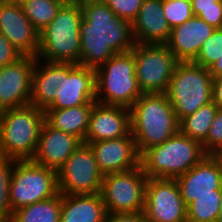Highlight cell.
I'll return each mask as SVG.
<instances>
[{"mask_svg":"<svg viewBox=\"0 0 222 222\" xmlns=\"http://www.w3.org/2000/svg\"><path fill=\"white\" fill-rule=\"evenodd\" d=\"M217 222H222V194H221L220 210H219V215H218V218H217Z\"/></svg>","mask_w":222,"mask_h":222,"instance_id":"cell-40","label":"cell"},{"mask_svg":"<svg viewBox=\"0 0 222 222\" xmlns=\"http://www.w3.org/2000/svg\"><path fill=\"white\" fill-rule=\"evenodd\" d=\"M142 94L166 93L178 61L166 44L135 43L130 51Z\"/></svg>","mask_w":222,"mask_h":222,"instance_id":"cell-10","label":"cell"},{"mask_svg":"<svg viewBox=\"0 0 222 222\" xmlns=\"http://www.w3.org/2000/svg\"><path fill=\"white\" fill-rule=\"evenodd\" d=\"M105 222H147L143 212L107 214Z\"/></svg>","mask_w":222,"mask_h":222,"instance_id":"cell-36","label":"cell"},{"mask_svg":"<svg viewBox=\"0 0 222 222\" xmlns=\"http://www.w3.org/2000/svg\"><path fill=\"white\" fill-rule=\"evenodd\" d=\"M59 83L60 63L36 59L32 75L30 105L45 110L56 98Z\"/></svg>","mask_w":222,"mask_h":222,"instance_id":"cell-23","label":"cell"},{"mask_svg":"<svg viewBox=\"0 0 222 222\" xmlns=\"http://www.w3.org/2000/svg\"><path fill=\"white\" fill-rule=\"evenodd\" d=\"M82 17L80 1L67 0L52 22L39 33L36 58L47 62L80 64Z\"/></svg>","mask_w":222,"mask_h":222,"instance_id":"cell-3","label":"cell"},{"mask_svg":"<svg viewBox=\"0 0 222 222\" xmlns=\"http://www.w3.org/2000/svg\"><path fill=\"white\" fill-rule=\"evenodd\" d=\"M222 57V28L215 29L213 34L202 44L194 64L210 68Z\"/></svg>","mask_w":222,"mask_h":222,"instance_id":"cell-30","label":"cell"},{"mask_svg":"<svg viewBox=\"0 0 222 222\" xmlns=\"http://www.w3.org/2000/svg\"><path fill=\"white\" fill-rule=\"evenodd\" d=\"M221 195L199 196L187 207V222H217Z\"/></svg>","mask_w":222,"mask_h":222,"instance_id":"cell-28","label":"cell"},{"mask_svg":"<svg viewBox=\"0 0 222 222\" xmlns=\"http://www.w3.org/2000/svg\"><path fill=\"white\" fill-rule=\"evenodd\" d=\"M34 56H22L0 68V112L30 105Z\"/></svg>","mask_w":222,"mask_h":222,"instance_id":"cell-14","label":"cell"},{"mask_svg":"<svg viewBox=\"0 0 222 222\" xmlns=\"http://www.w3.org/2000/svg\"><path fill=\"white\" fill-rule=\"evenodd\" d=\"M130 121L139 155L179 132V121L165 93L142 94L130 108Z\"/></svg>","mask_w":222,"mask_h":222,"instance_id":"cell-2","label":"cell"},{"mask_svg":"<svg viewBox=\"0 0 222 222\" xmlns=\"http://www.w3.org/2000/svg\"><path fill=\"white\" fill-rule=\"evenodd\" d=\"M0 32L22 56H37L39 32L25 16L20 4L0 0Z\"/></svg>","mask_w":222,"mask_h":222,"instance_id":"cell-16","label":"cell"},{"mask_svg":"<svg viewBox=\"0 0 222 222\" xmlns=\"http://www.w3.org/2000/svg\"><path fill=\"white\" fill-rule=\"evenodd\" d=\"M213 77L208 68L193 62H178L166 95L180 122L201 106L212 102Z\"/></svg>","mask_w":222,"mask_h":222,"instance_id":"cell-7","label":"cell"},{"mask_svg":"<svg viewBox=\"0 0 222 222\" xmlns=\"http://www.w3.org/2000/svg\"><path fill=\"white\" fill-rule=\"evenodd\" d=\"M107 211L100 193L63 195L60 222H105Z\"/></svg>","mask_w":222,"mask_h":222,"instance_id":"cell-22","label":"cell"},{"mask_svg":"<svg viewBox=\"0 0 222 222\" xmlns=\"http://www.w3.org/2000/svg\"><path fill=\"white\" fill-rule=\"evenodd\" d=\"M44 122V110L32 105L0 112V156L31 160Z\"/></svg>","mask_w":222,"mask_h":222,"instance_id":"cell-4","label":"cell"},{"mask_svg":"<svg viewBox=\"0 0 222 222\" xmlns=\"http://www.w3.org/2000/svg\"><path fill=\"white\" fill-rule=\"evenodd\" d=\"M82 142L74 135L54 129L46 121L40 131L34 163L58 171Z\"/></svg>","mask_w":222,"mask_h":222,"instance_id":"cell-19","label":"cell"},{"mask_svg":"<svg viewBox=\"0 0 222 222\" xmlns=\"http://www.w3.org/2000/svg\"><path fill=\"white\" fill-rule=\"evenodd\" d=\"M66 1L67 0H23L20 6L25 16L40 33L52 22Z\"/></svg>","mask_w":222,"mask_h":222,"instance_id":"cell-27","label":"cell"},{"mask_svg":"<svg viewBox=\"0 0 222 222\" xmlns=\"http://www.w3.org/2000/svg\"><path fill=\"white\" fill-rule=\"evenodd\" d=\"M103 175L131 170L140 165L134 136L89 143Z\"/></svg>","mask_w":222,"mask_h":222,"instance_id":"cell-17","label":"cell"},{"mask_svg":"<svg viewBox=\"0 0 222 222\" xmlns=\"http://www.w3.org/2000/svg\"><path fill=\"white\" fill-rule=\"evenodd\" d=\"M96 102L131 108L142 95L135 74V59L129 51L113 55L95 70Z\"/></svg>","mask_w":222,"mask_h":222,"instance_id":"cell-6","label":"cell"},{"mask_svg":"<svg viewBox=\"0 0 222 222\" xmlns=\"http://www.w3.org/2000/svg\"><path fill=\"white\" fill-rule=\"evenodd\" d=\"M162 8L171 29L194 16L191 0H162Z\"/></svg>","mask_w":222,"mask_h":222,"instance_id":"cell-31","label":"cell"},{"mask_svg":"<svg viewBox=\"0 0 222 222\" xmlns=\"http://www.w3.org/2000/svg\"><path fill=\"white\" fill-rule=\"evenodd\" d=\"M58 193L57 171L32 160H15L9 188L12 212Z\"/></svg>","mask_w":222,"mask_h":222,"instance_id":"cell-8","label":"cell"},{"mask_svg":"<svg viewBox=\"0 0 222 222\" xmlns=\"http://www.w3.org/2000/svg\"><path fill=\"white\" fill-rule=\"evenodd\" d=\"M214 30L215 28L207 22L198 16H193L171 29L166 45L178 62H193L202 44L213 34Z\"/></svg>","mask_w":222,"mask_h":222,"instance_id":"cell-20","label":"cell"},{"mask_svg":"<svg viewBox=\"0 0 222 222\" xmlns=\"http://www.w3.org/2000/svg\"><path fill=\"white\" fill-rule=\"evenodd\" d=\"M222 144V109H218L202 147L207 154H212Z\"/></svg>","mask_w":222,"mask_h":222,"instance_id":"cell-34","label":"cell"},{"mask_svg":"<svg viewBox=\"0 0 222 222\" xmlns=\"http://www.w3.org/2000/svg\"><path fill=\"white\" fill-rule=\"evenodd\" d=\"M213 78L222 77V57L209 68Z\"/></svg>","mask_w":222,"mask_h":222,"instance_id":"cell-38","label":"cell"},{"mask_svg":"<svg viewBox=\"0 0 222 222\" xmlns=\"http://www.w3.org/2000/svg\"><path fill=\"white\" fill-rule=\"evenodd\" d=\"M212 101L219 109H222V77L213 78Z\"/></svg>","mask_w":222,"mask_h":222,"instance_id":"cell-37","label":"cell"},{"mask_svg":"<svg viewBox=\"0 0 222 222\" xmlns=\"http://www.w3.org/2000/svg\"><path fill=\"white\" fill-rule=\"evenodd\" d=\"M175 180L187 207L199 196L222 194V164L208 154Z\"/></svg>","mask_w":222,"mask_h":222,"instance_id":"cell-15","label":"cell"},{"mask_svg":"<svg viewBox=\"0 0 222 222\" xmlns=\"http://www.w3.org/2000/svg\"><path fill=\"white\" fill-rule=\"evenodd\" d=\"M194 16H198L215 29L222 28V5L219 0H191Z\"/></svg>","mask_w":222,"mask_h":222,"instance_id":"cell-32","label":"cell"},{"mask_svg":"<svg viewBox=\"0 0 222 222\" xmlns=\"http://www.w3.org/2000/svg\"><path fill=\"white\" fill-rule=\"evenodd\" d=\"M143 213L147 222H187V209L175 179L148 178Z\"/></svg>","mask_w":222,"mask_h":222,"instance_id":"cell-12","label":"cell"},{"mask_svg":"<svg viewBox=\"0 0 222 222\" xmlns=\"http://www.w3.org/2000/svg\"><path fill=\"white\" fill-rule=\"evenodd\" d=\"M103 176L92 148L89 144L81 143L57 171L59 193L63 195L100 193Z\"/></svg>","mask_w":222,"mask_h":222,"instance_id":"cell-11","label":"cell"},{"mask_svg":"<svg viewBox=\"0 0 222 222\" xmlns=\"http://www.w3.org/2000/svg\"><path fill=\"white\" fill-rule=\"evenodd\" d=\"M147 180L140 165L104 175L100 194L107 214L144 212Z\"/></svg>","mask_w":222,"mask_h":222,"instance_id":"cell-9","label":"cell"},{"mask_svg":"<svg viewBox=\"0 0 222 222\" xmlns=\"http://www.w3.org/2000/svg\"><path fill=\"white\" fill-rule=\"evenodd\" d=\"M5 3L20 4L23 0H1Z\"/></svg>","mask_w":222,"mask_h":222,"instance_id":"cell-41","label":"cell"},{"mask_svg":"<svg viewBox=\"0 0 222 222\" xmlns=\"http://www.w3.org/2000/svg\"><path fill=\"white\" fill-rule=\"evenodd\" d=\"M135 43L166 44L171 28L163 14L162 0H145L131 23Z\"/></svg>","mask_w":222,"mask_h":222,"instance_id":"cell-21","label":"cell"},{"mask_svg":"<svg viewBox=\"0 0 222 222\" xmlns=\"http://www.w3.org/2000/svg\"><path fill=\"white\" fill-rule=\"evenodd\" d=\"M15 159L0 156V222H9L13 212L9 188Z\"/></svg>","mask_w":222,"mask_h":222,"instance_id":"cell-29","label":"cell"},{"mask_svg":"<svg viewBox=\"0 0 222 222\" xmlns=\"http://www.w3.org/2000/svg\"><path fill=\"white\" fill-rule=\"evenodd\" d=\"M211 155L222 164V144Z\"/></svg>","mask_w":222,"mask_h":222,"instance_id":"cell-39","label":"cell"},{"mask_svg":"<svg viewBox=\"0 0 222 222\" xmlns=\"http://www.w3.org/2000/svg\"><path fill=\"white\" fill-rule=\"evenodd\" d=\"M218 109L213 101L201 106L179 122V131L202 144L207 138L210 125Z\"/></svg>","mask_w":222,"mask_h":222,"instance_id":"cell-26","label":"cell"},{"mask_svg":"<svg viewBox=\"0 0 222 222\" xmlns=\"http://www.w3.org/2000/svg\"><path fill=\"white\" fill-rule=\"evenodd\" d=\"M96 102L95 70L81 64L60 63L57 96L46 109H65Z\"/></svg>","mask_w":222,"mask_h":222,"instance_id":"cell-13","label":"cell"},{"mask_svg":"<svg viewBox=\"0 0 222 222\" xmlns=\"http://www.w3.org/2000/svg\"><path fill=\"white\" fill-rule=\"evenodd\" d=\"M130 132L129 108L95 102L84 143L118 139L127 136Z\"/></svg>","mask_w":222,"mask_h":222,"instance_id":"cell-18","label":"cell"},{"mask_svg":"<svg viewBox=\"0 0 222 222\" xmlns=\"http://www.w3.org/2000/svg\"><path fill=\"white\" fill-rule=\"evenodd\" d=\"M208 155L202 144L180 131L160 145L140 155V166L147 178H168L185 174Z\"/></svg>","mask_w":222,"mask_h":222,"instance_id":"cell-5","label":"cell"},{"mask_svg":"<svg viewBox=\"0 0 222 222\" xmlns=\"http://www.w3.org/2000/svg\"><path fill=\"white\" fill-rule=\"evenodd\" d=\"M62 194L21 207L13 212L9 222H60Z\"/></svg>","mask_w":222,"mask_h":222,"instance_id":"cell-25","label":"cell"},{"mask_svg":"<svg viewBox=\"0 0 222 222\" xmlns=\"http://www.w3.org/2000/svg\"><path fill=\"white\" fill-rule=\"evenodd\" d=\"M94 103L65 109H45V121L54 129L74 135L84 143Z\"/></svg>","mask_w":222,"mask_h":222,"instance_id":"cell-24","label":"cell"},{"mask_svg":"<svg viewBox=\"0 0 222 222\" xmlns=\"http://www.w3.org/2000/svg\"><path fill=\"white\" fill-rule=\"evenodd\" d=\"M121 19L129 22L139 14V10L145 0H102Z\"/></svg>","mask_w":222,"mask_h":222,"instance_id":"cell-33","label":"cell"},{"mask_svg":"<svg viewBox=\"0 0 222 222\" xmlns=\"http://www.w3.org/2000/svg\"><path fill=\"white\" fill-rule=\"evenodd\" d=\"M22 55L10 43V41L0 32V68L14 63Z\"/></svg>","mask_w":222,"mask_h":222,"instance_id":"cell-35","label":"cell"},{"mask_svg":"<svg viewBox=\"0 0 222 222\" xmlns=\"http://www.w3.org/2000/svg\"><path fill=\"white\" fill-rule=\"evenodd\" d=\"M83 17L80 25V64L96 70L113 55L134 48L131 22L117 16L102 0H79Z\"/></svg>","mask_w":222,"mask_h":222,"instance_id":"cell-1","label":"cell"}]
</instances>
